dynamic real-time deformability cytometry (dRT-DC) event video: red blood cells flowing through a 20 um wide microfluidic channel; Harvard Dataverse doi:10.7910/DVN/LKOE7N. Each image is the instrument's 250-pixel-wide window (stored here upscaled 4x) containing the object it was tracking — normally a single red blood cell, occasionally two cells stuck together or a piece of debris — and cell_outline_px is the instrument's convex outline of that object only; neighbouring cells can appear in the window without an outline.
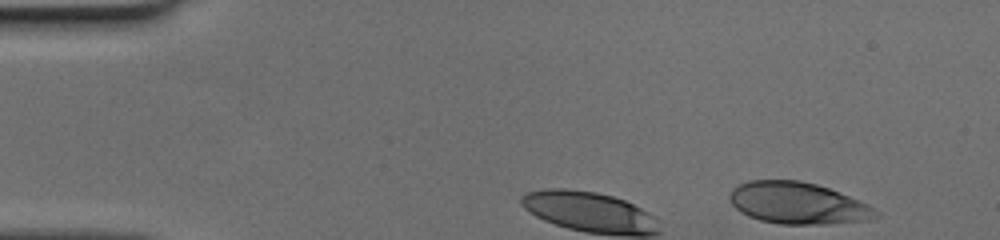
{"species": "human", "species_latin": "Homo sapiens", "temperature_condition": "cold", "stored_images_in_passage": 37, "camera_frame_rate_fps": 3000, "um_per_image_px": 0.085, "donor": {"sex": "female"}, "frame": {"image": 1, "passage_image": 1, "time_ms": 0.0, "image_size_px": [1000, 240], "cell_outline_px": [[880, 216], [872, 220], [828, 224], [780, 224], [760, 220], [748, 216], [740, 212], [728, 200], [728, 196], [732, 188], [736, 184], [748, 180], [800, 180], [816, 184], [828, 188], [868, 204], [880, 212]], "centroid_in_image_um": [67.8, 17.27], "position_along_channel_um": 17.2, "area_um2": 35.89}}
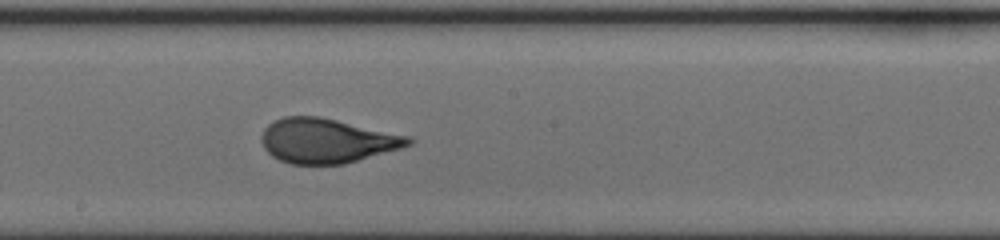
{"frame": {"image": 2, "passage_image": 24, "time_ms": 7.667, "image_size_px": [1000, 240], "cell_outline_px": [[416, 140], [412, 144], [400, 148], [344, 164], [292, 164], [280, 160], [272, 156], [264, 148], [260, 140], [260, 136], [264, 128], [268, 124], [284, 116], [320, 116], [412, 136]], "centroid_in_image_um": [27.8, 11.95], "position_along_channel_um": 220.4, "area_um2": 38.38}}
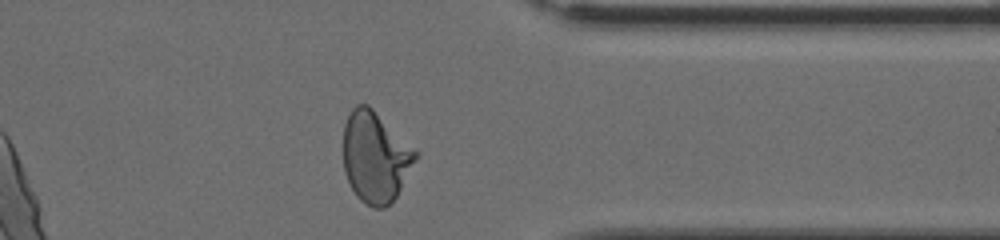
{"frame": {"image": 3, "passage_image": 36, "time_ms": 11.667, "image_size_px": [1000, 240], "cell_outline_px": [[420, 152], [416, 160], [396, 196], [384, 208], [372, 208], [360, 200], [356, 196], [344, 172], [344, 124], [352, 108], [356, 104], [368, 104], [416, 148]], "centroid_in_image_um": [31.92, 13.32], "position_along_channel_um": 379.5, "area_um2": 38.32}}